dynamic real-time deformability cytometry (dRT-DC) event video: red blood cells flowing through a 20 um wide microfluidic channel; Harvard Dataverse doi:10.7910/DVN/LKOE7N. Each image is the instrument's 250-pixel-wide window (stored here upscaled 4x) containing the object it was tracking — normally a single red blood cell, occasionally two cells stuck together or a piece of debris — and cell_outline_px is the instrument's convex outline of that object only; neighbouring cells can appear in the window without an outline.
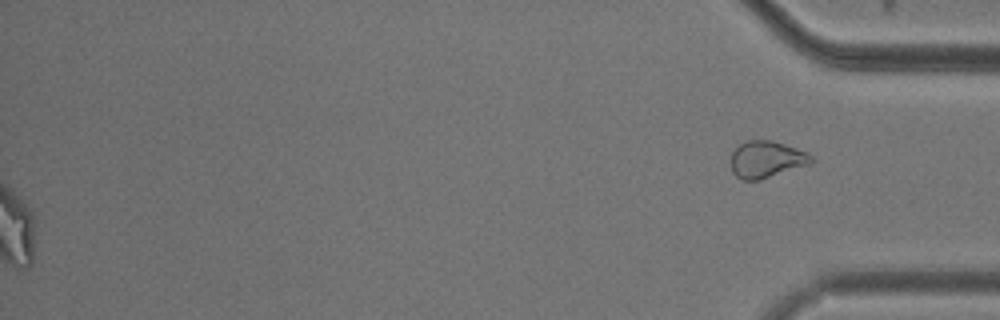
{"species": "common noctule bat (a hibernating species)", "species_latin": "Nyctalus noctula", "temperature_condition": "cold", "stored_images_in_passage": 50, "segment_of_instrument_passage": [2, 2], "camera_frame_rate_fps": 3000, "um_per_image_px": 0.085, "animal": {"sex": "male", "body_mass_g": 20.5, "forearm_length_mm": 52.5}, "frame": {"image": 1, "passage_image": 50, "time_ms": 16.333, "image_size_px": [1000, 320], "cell_outline_px": [[816, 160], [812, 164], [760, 180], [744, 180], [736, 176], [732, 172], [732, 152], [736, 144], [748, 140], [772, 140], [796, 148], [812, 156]], "centroid_in_image_um": [65.16, 13.55], "position_along_channel_um": 370.0, "area_um2": 17.46}}